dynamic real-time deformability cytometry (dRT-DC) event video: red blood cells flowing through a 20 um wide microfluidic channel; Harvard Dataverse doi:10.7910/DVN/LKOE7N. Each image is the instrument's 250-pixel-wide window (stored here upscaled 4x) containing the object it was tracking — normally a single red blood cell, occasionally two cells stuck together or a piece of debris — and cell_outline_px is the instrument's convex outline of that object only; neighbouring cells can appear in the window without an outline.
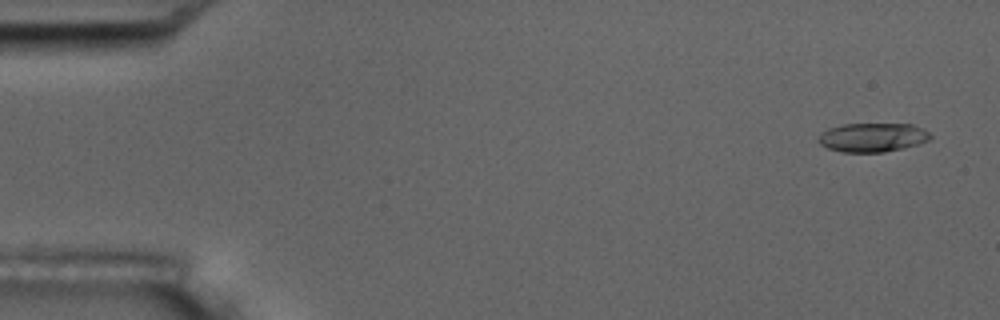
{"species": "common noctule bat (a hibernating species)", "species_latin": "Nyctalus noctula", "temperature_condition": "room temperature", "stored_images_in_passage": 5, "camera_frame_rate_fps": 3000, "um_per_image_px": 0.085, "animal": {"sex": "male", "body_mass_g": 17.5, "forearm_length_mm": 52.3}, "frame": {"image": 1, "passage_image": 1, "time_ms": 0.0, "image_size_px": [1000, 320], "cell_outline_px": [[932, 136], [928, 140], [920, 144], [904, 148], [884, 152], [840, 152], [828, 148], [820, 144], [820, 132], [828, 128], [840, 124], [912, 124], [924, 128]], "centroid_in_image_um": [74.18, 11.67], "position_along_channel_um": 10.8, "area_um2": 19.02}}
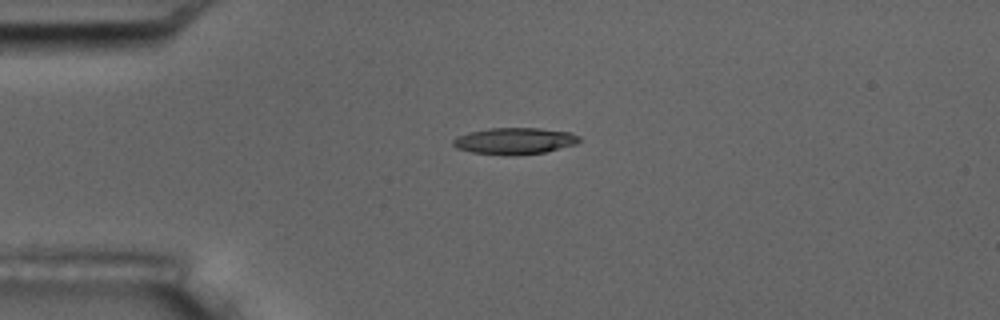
{"frame": {"image": 2, "passage_image": 4, "time_ms": 3.667, "image_size_px": [1000, 320], "cell_outline_px": [[580, 140], [576, 144], [544, 152], [512, 156], [504, 156], [472, 152], [456, 148], [452, 144], [452, 140], [456, 136], [468, 132], [488, 128], [540, 128], [568, 132], [580, 136]], "centroid_in_image_um": [43.69, 11.98], "position_along_channel_um": 41.3, "area_um2": 19.71}}